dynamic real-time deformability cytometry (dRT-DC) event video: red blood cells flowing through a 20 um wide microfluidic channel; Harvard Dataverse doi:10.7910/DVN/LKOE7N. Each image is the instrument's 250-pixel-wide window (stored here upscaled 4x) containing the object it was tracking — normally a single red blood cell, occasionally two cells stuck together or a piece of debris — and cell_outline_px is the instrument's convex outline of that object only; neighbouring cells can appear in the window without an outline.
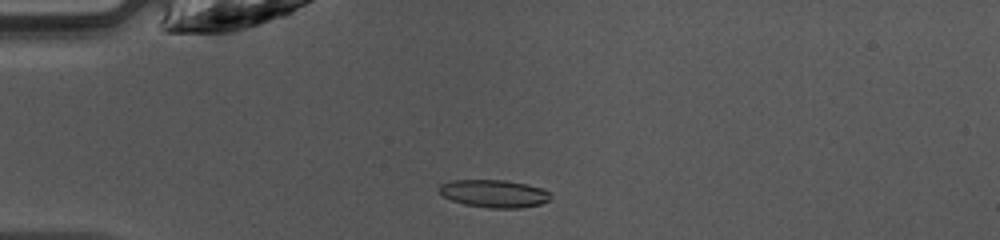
{"species": "common noctule bat (a hibernating species)", "species_latin": "Nyctalus noctula", "temperature_condition": "warm", "stored_images_in_passage": 47, "camera_frame_rate_fps": 3000, "um_per_image_px": 0.085, "animal": {"sex": "female", "body_mass_g": 10.0, "forearm_length_mm": 53.1}, "frame": {"image": 1, "passage_image": 12, "time_ms": 3.667, "image_size_px": [1000, 240], "cell_outline_px": [[552, 196], [548, 200], [540, 204], [520, 208], [488, 208], [464, 204], [452, 200], [444, 196], [436, 188], [440, 184], [452, 180], [508, 180], [528, 184], [544, 188], [552, 192]], "centroid_in_image_um": [42.03, 16.44], "position_along_channel_um": 43.0, "area_um2": 18.26}}
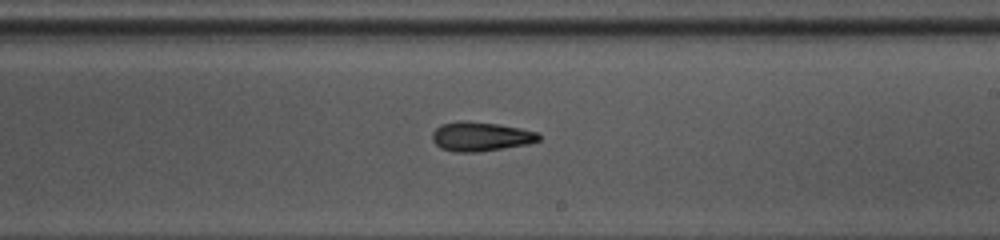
{"frame": {"image": 2, "passage_image": 28, "time_ms": 9.0, "image_size_px": [1000, 240], "cell_outline_px": [[540, 140], [528, 144], [476, 152], [456, 152], [440, 148], [432, 140], [432, 132], [440, 124], [460, 120], [464, 120], [500, 124], [520, 128], [536, 132], [540, 136]], "centroid_in_image_um": [40.82, 11.59], "position_along_channel_um": 248.2, "area_um2": 18.21}}
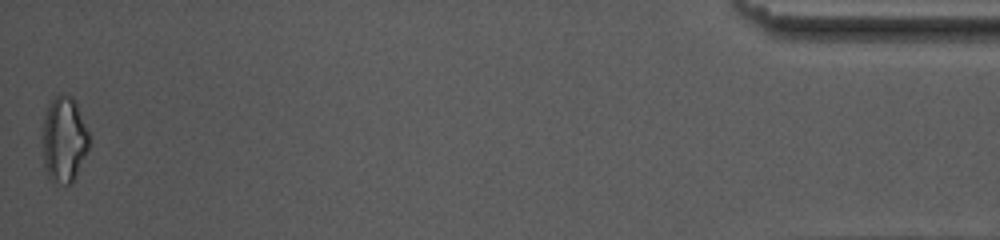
{"frame": {"image": 3, "passage_image": 47, "time_ms": 15.333, "image_size_px": [1000, 240], "cell_outline_px": [[88, 148], [72, 184], [64, 184], [52, 180], [48, 176], [44, 168], [44, 116], [48, 104], [56, 96], [72, 96], [76, 100], [88, 132]], "centroid_in_image_um": [5.45, 11.85], "position_along_channel_um": 429.7, "area_um2": 22.77}, "authors_computed_cell_mechanics": {"area_um2": 17.8024, "velocity_mm_per_s": 4.2485, "shape_relaxation_time_tau1_ms": null, "shape_relaxation_time_tau2_ms": 4.7973, "deformation_change_tau1": null, "deformation_change_tau2": 0.1335}}